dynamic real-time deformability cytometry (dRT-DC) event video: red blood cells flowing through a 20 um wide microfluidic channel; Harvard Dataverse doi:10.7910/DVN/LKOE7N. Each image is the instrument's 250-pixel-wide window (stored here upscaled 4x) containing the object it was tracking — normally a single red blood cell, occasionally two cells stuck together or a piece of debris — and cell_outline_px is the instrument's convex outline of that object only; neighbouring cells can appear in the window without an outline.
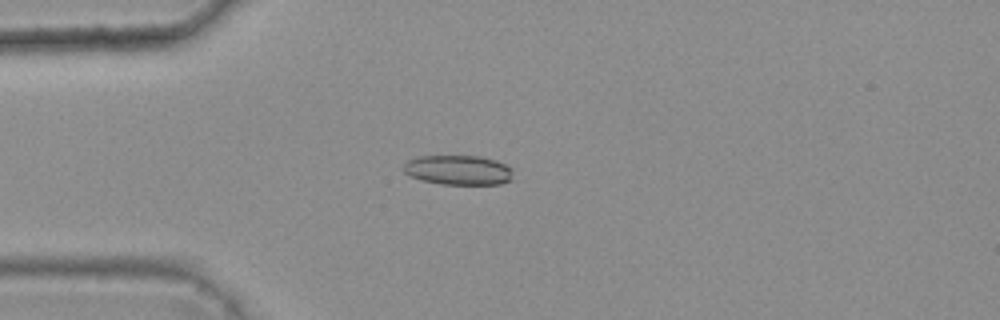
{"species": "common noctule bat (a hibernating species)", "species_latin": "Nyctalus noctula", "temperature_condition": "warm", "stored_images_in_passage": 5, "camera_frame_rate_fps": 3000, "um_per_image_px": 0.085, "animal": {"sex": "female", "body_mass_g": 25.1}, "frame": {"image": 1, "passage_image": 4, "time_ms": 1.0, "image_size_px": [1000, 320], "cell_outline_px": [[512, 180], [500, 184], [440, 184], [420, 180], [404, 172], [404, 164], [408, 160], [416, 156], [480, 156], [496, 160], [512, 168]], "centroid_in_image_um": [38.96, 14.45], "position_along_channel_um": 46.0, "area_um2": 19.02}}